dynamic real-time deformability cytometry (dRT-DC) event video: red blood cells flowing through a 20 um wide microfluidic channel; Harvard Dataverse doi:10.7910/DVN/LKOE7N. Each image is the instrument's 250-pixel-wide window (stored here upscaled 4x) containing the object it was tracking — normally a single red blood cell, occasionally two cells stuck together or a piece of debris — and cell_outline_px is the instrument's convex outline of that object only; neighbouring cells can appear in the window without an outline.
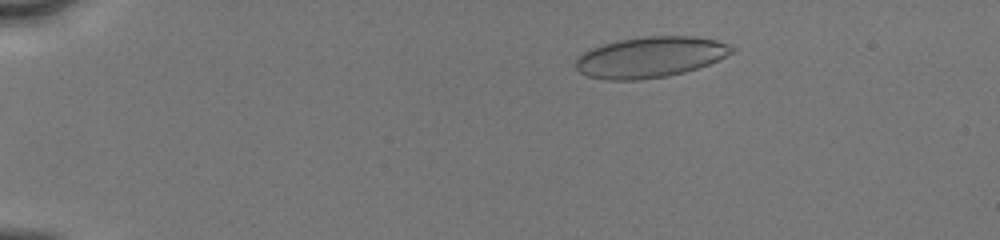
{"species": "human", "species_latin": "Homo sapiens", "temperature_condition": "cold", "stored_images_in_passage": 33, "camera_frame_rate_fps": 3000, "um_per_image_px": 0.085, "donor": {"sex": "male"}, "frame": {"image": 1, "passage_image": 6, "time_ms": 2.333, "image_size_px": [1000, 240], "cell_outline_px": [[736, 48], [732, 52], [708, 64], [684, 72], [668, 76], [636, 80], [604, 80], [588, 76], [580, 72], [576, 68], [576, 60], [584, 52], [592, 48], [604, 44], [620, 40], [644, 36], [696, 36], [716, 40], [732, 44]], "centroid_in_image_um": [55.29, 4.85], "position_along_channel_um": 29.7, "area_um2": 36.93}}
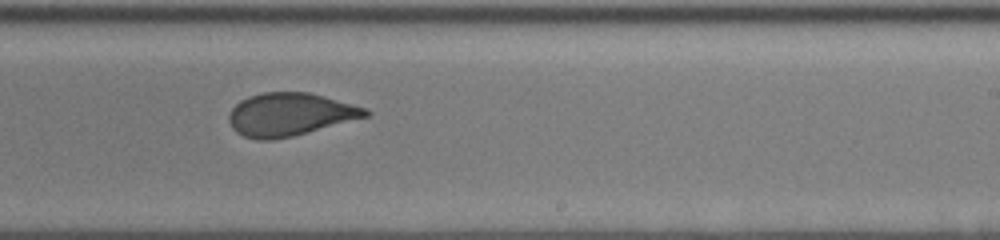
{"frame": {"image": 2, "passage_image": 22, "time_ms": 10.333, "image_size_px": [1000, 240], "cell_outline_px": [[372, 112], [368, 116], [292, 136], [272, 140], [256, 140], [244, 136], [236, 132], [232, 128], [228, 120], [228, 112], [240, 100], [248, 96], [264, 92], [308, 92], [324, 96], [368, 108]], "centroid_in_image_um": [24.61, 9.72], "position_along_channel_um": 264.4, "area_um2": 34.22}}
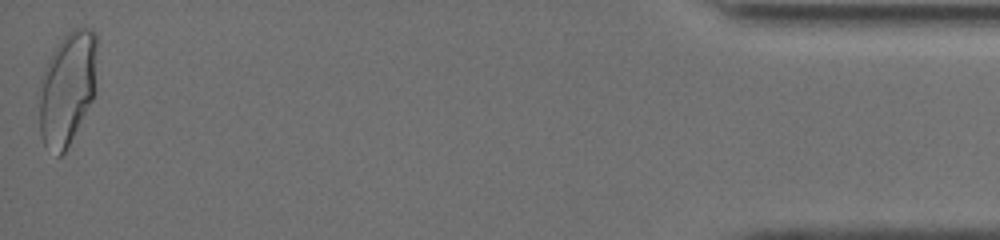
{"frame": {"image": 3, "passage_image": 33, "time_ms": 16.333, "image_size_px": [1000, 240], "cell_outline_px": [[96, 44], [92, 100], [64, 152], [60, 156], [56, 156], [44, 144], [40, 136], [36, 92], [40, 76], [56, 44], [72, 28], [92, 28], [96, 32]], "centroid_in_image_um": [5.63, 7.5], "position_along_channel_um": 429.6, "area_um2": 38.44}, "authors_computed_cell_mechanics": {"area_um2": 35.7782, "velocity_mm_per_s": 4.0477, "shape_relaxation_time_tau1_ms": 8.6855, "shape_relaxation_time_tau2_ms": 1.1085, "deformation_change_tau1": 0.2088, "deformation_change_tau2": 0.064}}